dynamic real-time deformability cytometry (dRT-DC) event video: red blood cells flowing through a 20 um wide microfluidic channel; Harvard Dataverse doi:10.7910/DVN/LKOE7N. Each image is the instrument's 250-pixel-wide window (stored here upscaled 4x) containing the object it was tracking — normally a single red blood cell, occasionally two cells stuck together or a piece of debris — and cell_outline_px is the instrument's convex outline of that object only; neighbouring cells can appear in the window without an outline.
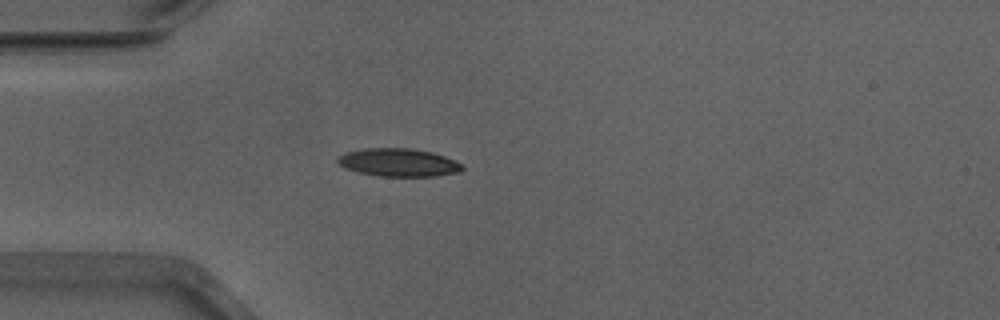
{"species": "Egyptian fruit bat (a non-hibernating species)", "species_latin": "Rousettus aegyptiacus", "temperature_condition": "warm", "stored_images_in_passage": 15, "camera_frame_rate_fps": 3000, "um_per_image_px": 0.085, "animal": {"sex": "male"}, "frame": {"image": 1, "passage_image": 1, "time_ms": 0.0, "image_size_px": [1000, 320], "cell_outline_px": [[464, 168], [460, 172], [436, 176], [380, 176], [360, 172], [344, 168], [336, 160], [336, 156], [344, 152], [364, 148], [412, 148], [432, 152], [456, 160], [464, 164]], "centroid_in_image_um": [33.88, 13.8], "position_along_channel_um": 51.1, "area_um2": 20.58}}
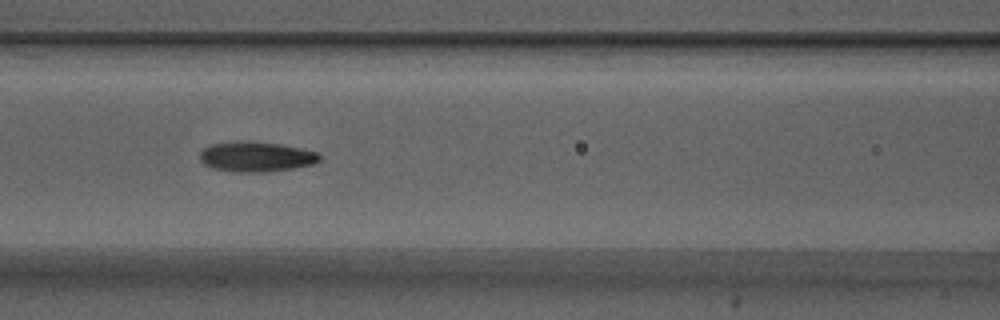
{"frame": {"image": 2, "passage_image": 9, "time_ms": 2.667, "image_size_px": [1000, 320], "cell_outline_px": [[324, 156], [320, 160], [312, 164], [292, 168], [264, 172], [232, 172], [212, 168], [204, 164], [200, 160], [200, 152], [204, 148], [212, 144], [244, 140], [280, 144], [300, 148], [316, 152]], "centroid_in_image_um": [21.76, 13.32], "position_along_channel_um": 144.8, "area_um2": 21.04}}
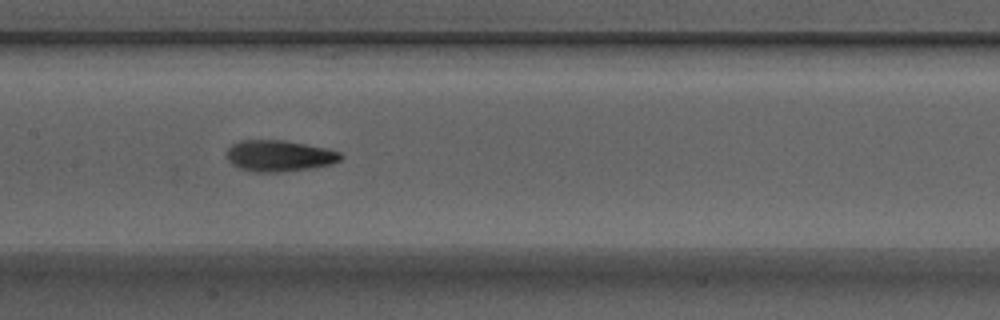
{"frame": {"image": 3, "passage_image": 12, "time_ms": 3.667, "image_size_px": [1000, 320], "cell_outline_px": [[344, 156], [340, 160], [332, 164], [308, 168], [280, 172], [256, 172], [240, 168], [232, 164], [228, 160], [228, 148], [232, 144], [240, 140], [284, 140], [328, 148], [340, 152]], "centroid_in_image_um": [23.76, 13.23], "position_along_channel_um": 183.6, "area_um2": 20.69}}